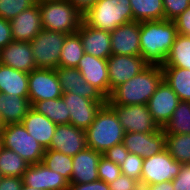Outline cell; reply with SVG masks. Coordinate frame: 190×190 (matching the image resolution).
Here are the masks:
<instances>
[{"mask_svg":"<svg viewBox=\"0 0 190 190\" xmlns=\"http://www.w3.org/2000/svg\"><path fill=\"white\" fill-rule=\"evenodd\" d=\"M177 28L171 20L140 22L141 56L148 64L162 65L174 44Z\"/></svg>","mask_w":190,"mask_h":190,"instance_id":"obj_1","label":"cell"},{"mask_svg":"<svg viewBox=\"0 0 190 190\" xmlns=\"http://www.w3.org/2000/svg\"><path fill=\"white\" fill-rule=\"evenodd\" d=\"M149 64L141 55H115L107 59L110 94L124 82L143 71Z\"/></svg>","mask_w":190,"mask_h":190,"instance_id":"obj_11","label":"cell"},{"mask_svg":"<svg viewBox=\"0 0 190 190\" xmlns=\"http://www.w3.org/2000/svg\"><path fill=\"white\" fill-rule=\"evenodd\" d=\"M0 93L28 97V73L0 63Z\"/></svg>","mask_w":190,"mask_h":190,"instance_id":"obj_26","label":"cell"},{"mask_svg":"<svg viewBox=\"0 0 190 190\" xmlns=\"http://www.w3.org/2000/svg\"><path fill=\"white\" fill-rule=\"evenodd\" d=\"M23 184L41 190H68L69 181L42 163L30 164L24 172Z\"/></svg>","mask_w":190,"mask_h":190,"instance_id":"obj_17","label":"cell"},{"mask_svg":"<svg viewBox=\"0 0 190 190\" xmlns=\"http://www.w3.org/2000/svg\"><path fill=\"white\" fill-rule=\"evenodd\" d=\"M21 123L27 132L45 149L50 147L57 126L54 122L31 108Z\"/></svg>","mask_w":190,"mask_h":190,"instance_id":"obj_24","label":"cell"},{"mask_svg":"<svg viewBox=\"0 0 190 190\" xmlns=\"http://www.w3.org/2000/svg\"><path fill=\"white\" fill-rule=\"evenodd\" d=\"M86 148V131L72 124H62L56 126L48 149L73 157Z\"/></svg>","mask_w":190,"mask_h":190,"instance_id":"obj_15","label":"cell"},{"mask_svg":"<svg viewBox=\"0 0 190 190\" xmlns=\"http://www.w3.org/2000/svg\"><path fill=\"white\" fill-rule=\"evenodd\" d=\"M4 127V125H3V123H2V121H1V119H0V131H1V129Z\"/></svg>","mask_w":190,"mask_h":190,"instance_id":"obj_52","label":"cell"},{"mask_svg":"<svg viewBox=\"0 0 190 190\" xmlns=\"http://www.w3.org/2000/svg\"><path fill=\"white\" fill-rule=\"evenodd\" d=\"M12 41L13 39L10 22L0 17V49L4 48Z\"/></svg>","mask_w":190,"mask_h":190,"instance_id":"obj_45","label":"cell"},{"mask_svg":"<svg viewBox=\"0 0 190 190\" xmlns=\"http://www.w3.org/2000/svg\"><path fill=\"white\" fill-rule=\"evenodd\" d=\"M128 153L129 152L124 144L120 143L107 149L105 152L102 153V156L105 157L107 160L112 161L120 166L126 159Z\"/></svg>","mask_w":190,"mask_h":190,"instance_id":"obj_41","label":"cell"},{"mask_svg":"<svg viewBox=\"0 0 190 190\" xmlns=\"http://www.w3.org/2000/svg\"><path fill=\"white\" fill-rule=\"evenodd\" d=\"M109 186L110 190H141L139 181L122 173Z\"/></svg>","mask_w":190,"mask_h":190,"instance_id":"obj_40","label":"cell"},{"mask_svg":"<svg viewBox=\"0 0 190 190\" xmlns=\"http://www.w3.org/2000/svg\"><path fill=\"white\" fill-rule=\"evenodd\" d=\"M0 63L30 73L36 69L30 42L12 41L0 49Z\"/></svg>","mask_w":190,"mask_h":190,"instance_id":"obj_23","label":"cell"},{"mask_svg":"<svg viewBox=\"0 0 190 190\" xmlns=\"http://www.w3.org/2000/svg\"><path fill=\"white\" fill-rule=\"evenodd\" d=\"M9 22L13 41L31 42L43 29L38 4L24 10Z\"/></svg>","mask_w":190,"mask_h":190,"instance_id":"obj_21","label":"cell"},{"mask_svg":"<svg viewBox=\"0 0 190 190\" xmlns=\"http://www.w3.org/2000/svg\"><path fill=\"white\" fill-rule=\"evenodd\" d=\"M116 113L125 133H154L160 127L153 120L147 105H109Z\"/></svg>","mask_w":190,"mask_h":190,"instance_id":"obj_10","label":"cell"},{"mask_svg":"<svg viewBox=\"0 0 190 190\" xmlns=\"http://www.w3.org/2000/svg\"><path fill=\"white\" fill-rule=\"evenodd\" d=\"M121 174V169L118 164L101 157L98 163L99 179L105 181L108 185L112 183Z\"/></svg>","mask_w":190,"mask_h":190,"instance_id":"obj_38","label":"cell"},{"mask_svg":"<svg viewBox=\"0 0 190 190\" xmlns=\"http://www.w3.org/2000/svg\"><path fill=\"white\" fill-rule=\"evenodd\" d=\"M68 190H110V186L100 179L81 184H69Z\"/></svg>","mask_w":190,"mask_h":190,"instance_id":"obj_44","label":"cell"},{"mask_svg":"<svg viewBox=\"0 0 190 190\" xmlns=\"http://www.w3.org/2000/svg\"><path fill=\"white\" fill-rule=\"evenodd\" d=\"M36 4L35 0H0V17L11 21L21 12Z\"/></svg>","mask_w":190,"mask_h":190,"instance_id":"obj_36","label":"cell"},{"mask_svg":"<svg viewBox=\"0 0 190 190\" xmlns=\"http://www.w3.org/2000/svg\"><path fill=\"white\" fill-rule=\"evenodd\" d=\"M0 133L3 147L13 150L29 164L42 162L45 148L27 132L22 123L5 125Z\"/></svg>","mask_w":190,"mask_h":190,"instance_id":"obj_6","label":"cell"},{"mask_svg":"<svg viewBox=\"0 0 190 190\" xmlns=\"http://www.w3.org/2000/svg\"><path fill=\"white\" fill-rule=\"evenodd\" d=\"M77 33L85 53L101 59H108L112 55L110 32L93 28L82 21Z\"/></svg>","mask_w":190,"mask_h":190,"instance_id":"obj_22","label":"cell"},{"mask_svg":"<svg viewBox=\"0 0 190 190\" xmlns=\"http://www.w3.org/2000/svg\"><path fill=\"white\" fill-rule=\"evenodd\" d=\"M163 80L161 65L149 64L143 71L116 87L107 98L108 105H147Z\"/></svg>","mask_w":190,"mask_h":190,"instance_id":"obj_2","label":"cell"},{"mask_svg":"<svg viewBox=\"0 0 190 190\" xmlns=\"http://www.w3.org/2000/svg\"><path fill=\"white\" fill-rule=\"evenodd\" d=\"M38 5L43 29L72 34L83 21V14L68 0L44 1Z\"/></svg>","mask_w":190,"mask_h":190,"instance_id":"obj_5","label":"cell"},{"mask_svg":"<svg viewBox=\"0 0 190 190\" xmlns=\"http://www.w3.org/2000/svg\"><path fill=\"white\" fill-rule=\"evenodd\" d=\"M31 108L29 97L0 93V119L4 126L21 123Z\"/></svg>","mask_w":190,"mask_h":190,"instance_id":"obj_25","label":"cell"},{"mask_svg":"<svg viewBox=\"0 0 190 190\" xmlns=\"http://www.w3.org/2000/svg\"><path fill=\"white\" fill-rule=\"evenodd\" d=\"M133 21L165 20L163 0H129Z\"/></svg>","mask_w":190,"mask_h":190,"instance_id":"obj_29","label":"cell"},{"mask_svg":"<svg viewBox=\"0 0 190 190\" xmlns=\"http://www.w3.org/2000/svg\"><path fill=\"white\" fill-rule=\"evenodd\" d=\"M32 108L56 125L70 124V112L62 97L38 101Z\"/></svg>","mask_w":190,"mask_h":190,"instance_id":"obj_28","label":"cell"},{"mask_svg":"<svg viewBox=\"0 0 190 190\" xmlns=\"http://www.w3.org/2000/svg\"><path fill=\"white\" fill-rule=\"evenodd\" d=\"M79 12L85 14L98 0H68Z\"/></svg>","mask_w":190,"mask_h":190,"instance_id":"obj_47","label":"cell"},{"mask_svg":"<svg viewBox=\"0 0 190 190\" xmlns=\"http://www.w3.org/2000/svg\"><path fill=\"white\" fill-rule=\"evenodd\" d=\"M62 98L70 112V124L83 130L91 125L97 112L107 103V101H94L72 93H63Z\"/></svg>","mask_w":190,"mask_h":190,"instance_id":"obj_12","label":"cell"},{"mask_svg":"<svg viewBox=\"0 0 190 190\" xmlns=\"http://www.w3.org/2000/svg\"><path fill=\"white\" fill-rule=\"evenodd\" d=\"M111 35V51L115 55H141L140 22L131 21L115 28Z\"/></svg>","mask_w":190,"mask_h":190,"instance_id":"obj_16","label":"cell"},{"mask_svg":"<svg viewBox=\"0 0 190 190\" xmlns=\"http://www.w3.org/2000/svg\"><path fill=\"white\" fill-rule=\"evenodd\" d=\"M183 164L174 158L165 149L149 158H143L141 188L148 185L172 181L180 172Z\"/></svg>","mask_w":190,"mask_h":190,"instance_id":"obj_8","label":"cell"},{"mask_svg":"<svg viewBox=\"0 0 190 190\" xmlns=\"http://www.w3.org/2000/svg\"><path fill=\"white\" fill-rule=\"evenodd\" d=\"M65 33L42 29L30 42L36 68L57 69Z\"/></svg>","mask_w":190,"mask_h":190,"instance_id":"obj_7","label":"cell"},{"mask_svg":"<svg viewBox=\"0 0 190 190\" xmlns=\"http://www.w3.org/2000/svg\"><path fill=\"white\" fill-rule=\"evenodd\" d=\"M141 190H174L172 181H165L159 184L148 185L146 188H141Z\"/></svg>","mask_w":190,"mask_h":190,"instance_id":"obj_48","label":"cell"},{"mask_svg":"<svg viewBox=\"0 0 190 190\" xmlns=\"http://www.w3.org/2000/svg\"><path fill=\"white\" fill-rule=\"evenodd\" d=\"M101 157L102 153L88 147L73 156L69 184L90 183L98 180V163Z\"/></svg>","mask_w":190,"mask_h":190,"instance_id":"obj_20","label":"cell"},{"mask_svg":"<svg viewBox=\"0 0 190 190\" xmlns=\"http://www.w3.org/2000/svg\"><path fill=\"white\" fill-rule=\"evenodd\" d=\"M179 102L180 99L177 94L163 79L149 99L147 107L156 124L160 128H163L171 119Z\"/></svg>","mask_w":190,"mask_h":190,"instance_id":"obj_14","label":"cell"},{"mask_svg":"<svg viewBox=\"0 0 190 190\" xmlns=\"http://www.w3.org/2000/svg\"><path fill=\"white\" fill-rule=\"evenodd\" d=\"M85 131L87 147L100 153L123 143L125 134L115 111L107 103L97 112L94 121Z\"/></svg>","mask_w":190,"mask_h":190,"instance_id":"obj_3","label":"cell"},{"mask_svg":"<svg viewBox=\"0 0 190 190\" xmlns=\"http://www.w3.org/2000/svg\"><path fill=\"white\" fill-rule=\"evenodd\" d=\"M123 144L129 153L149 158L165 150L166 136L162 128L154 133L128 132L124 134Z\"/></svg>","mask_w":190,"mask_h":190,"instance_id":"obj_13","label":"cell"},{"mask_svg":"<svg viewBox=\"0 0 190 190\" xmlns=\"http://www.w3.org/2000/svg\"><path fill=\"white\" fill-rule=\"evenodd\" d=\"M161 67L190 69V36L177 34L169 55Z\"/></svg>","mask_w":190,"mask_h":190,"instance_id":"obj_30","label":"cell"},{"mask_svg":"<svg viewBox=\"0 0 190 190\" xmlns=\"http://www.w3.org/2000/svg\"><path fill=\"white\" fill-rule=\"evenodd\" d=\"M163 79L177 94L180 101L190 102V69L162 67Z\"/></svg>","mask_w":190,"mask_h":190,"instance_id":"obj_27","label":"cell"},{"mask_svg":"<svg viewBox=\"0 0 190 190\" xmlns=\"http://www.w3.org/2000/svg\"><path fill=\"white\" fill-rule=\"evenodd\" d=\"M165 149L181 164L190 163V134H165Z\"/></svg>","mask_w":190,"mask_h":190,"instance_id":"obj_34","label":"cell"},{"mask_svg":"<svg viewBox=\"0 0 190 190\" xmlns=\"http://www.w3.org/2000/svg\"><path fill=\"white\" fill-rule=\"evenodd\" d=\"M55 70L63 93L77 94L94 101H107L97 88L85 81L77 68L58 67Z\"/></svg>","mask_w":190,"mask_h":190,"instance_id":"obj_19","label":"cell"},{"mask_svg":"<svg viewBox=\"0 0 190 190\" xmlns=\"http://www.w3.org/2000/svg\"><path fill=\"white\" fill-rule=\"evenodd\" d=\"M83 21L96 29L112 32L133 21L129 0H98L85 14Z\"/></svg>","mask_w":190,"mask_h":190,"instance_id":"obj_4","label":"cell"},{"mask_svg":"<svg viewBox=\"0 0 190 190\" xmlns=\"http://www.w3.org/2000/svg\"><path fill=\"white\" fill-rule=\"evenodd\" d=\"M62 95L55 69L36 68L28 73V97L32 106L38 101L57 99Z\"/></svg>","mask_w":190,"mask_h":190,"instance_id":"obj_9","label":"cell"},{"mask_svg":"<svg viewBox=\"0 0 190 190\" xmlns=\"http://www.w3.org/2000/svg\"><path fill=\"white\" fill-rule=\"evenodd\" d=\"M77 69L87 83L97 88L106 98L110 96L107 59L84 53Z\"/></svg>","mask_w":190,"mask_h":190,"instance_id":"obj_18","label":"cell"},{"mask_svg":"<svg viewBox=\"0 0 190 190\" xmlns=\"http://www.w3.org/2000/svg\"><path fill=\"white\" fill-rule=\"evenodd\" d=\"M22 186L21 177L2 176L0 179V190H21Z\"/></svg>","mask_w":190,"mask_h":190,"instance_id":"obj_46","label":"cell"},{"mask_svg":"<svg viewBox=\"0 0 190 190\" xmlns=\"http://www.w3.org/2000/svg\"><path fill=\"white\" fill-rule=\"evenodd\" d=\"M35 1L38 4V3H41V2H44V1H54V0H35Z\"/></svg>","mask_w":190,"mask_h":190,"instance_id":"obj_51","label":"cell"},{"mask_svg":"<svg viewBox=\"0 0 190 190\" xmlns=\"http://www.w3.org/2000/svg\"><path fill=\"white\" fill-rule=\"evenodd\" d=\"M162 129L165 134H190V102L180 101Z\"/></svg>","mask_w":190,"mask_h":190,"instance_id":"obj_32","label":"cell"},{"mask_svg":"<svg viewBox=\"0 0 190 190\" xmlns=\"http://www.w3.org/2000/svg\"><path fill=\"white\" fill-rule=\"evenodd\" d=\"M21 190H41V189H37V188L30 187V186L23 184Z\"/></svg>","mask_w":190,"mask_h":190,"instance_id":"obj_49","label":"cell"},{"mask_svg":"<svg viewBox=\"0 0 190 190\" xmlns=\"http://www.w3.org/2000/svg\"><path fill=\"white\" fill-rule=\"evenodd\" d=\"M30 164L13 150L2 147L0 151L1 176L23 177Z\"/></svg>","mask_w":190,"mask_h":190,"instance_id":"obj_33","label":"cell"},{"mask_svg":"<svg viewBox=\"0 0 190 190\" xmlns=\"http://www.w3.org/2000/svg\"><path fill=\"white\" fill-rule=\"evenodd\" d=\"M173 21L178 34L190 36V6Z\"/></svg>","mask_w":190,"mask_h":190,"instance_id":"obj_43","label":"cell"},{"mask_svg":"<svg viewBox=\"0 0 190 190\" xmlns=\"http://www.w3.org/2000/svg\"><path fill=\"white\" fill-rule=\"evenodd\" d=\"M172 184L174 190H190V163L182 165Z\"/></svg>","mask_w":190,"mask_h":190,"instance_id":"obj_42","label":"cell"},{"mask_svg":"<svg viewBox=\"0 0 190 190\" xmlns=\"http://www.w3.org/2000/svg\"><path fill=\"white\" fill-rule=\"evenodd\" d=\"M84 53L79 34H67L59 57V67L77 68Z\"/></svg>","mask_w":190,"mask_h":190,"instance_id":"obj_31","label":"cell"},{"mask_svg":"<svg viewBox=\"0 0 190 190\" xmlns=\"http://www.w3.org/2000/svg\"><path fill=\"white\" fill-rule=\"evenodd\" d=\"M41 163L47 168L58 172L70 182L73 164L72 156H68L52 149H45Z\"/></svg>","mask_w":190,"mask_h":190,"instance_id":"obj_35","label":"cell"},{"mask_svg":"<svg viewBox=\"0 0 190 190\" xmlns=\"http://www.w3.org/2000/svg\"><path fill=\"white\" fill-rule=\"evenodd\" d=\"M143 157L128 153L120 165L121 173L140 182L142 175Z\"/></svg>","mask_w":190,"mask_h":190,"instance_id":"obj_37","label":"cell"},{"mask_svg":"<svg viewBox=\"0 0 190 190\" xmlns=\"http://www.w3.org/2000/svg\"><path fill=\"white\" fill-rule=\"evenodd\" d=\"M190 6V0H163L165 20L173 21Z\"/></svg>","mask_w":190,"mask_h":190,"instance_id":"obj_39","label":"cell"},{"mask_svg":"<svg viewBox=\"0 0 190 190\" xmlns=\"http://www.w3.org/2000/svg\"><path fill=\"white\" fill-rule=\"evenodd\" d=\"M2 147H3V143H2V136H1V133H0V151H1Z\"/></svg>","mask_w":190,"mask_h":190,"instance_id":"obj_50","label":"cell"}]
</instances>
